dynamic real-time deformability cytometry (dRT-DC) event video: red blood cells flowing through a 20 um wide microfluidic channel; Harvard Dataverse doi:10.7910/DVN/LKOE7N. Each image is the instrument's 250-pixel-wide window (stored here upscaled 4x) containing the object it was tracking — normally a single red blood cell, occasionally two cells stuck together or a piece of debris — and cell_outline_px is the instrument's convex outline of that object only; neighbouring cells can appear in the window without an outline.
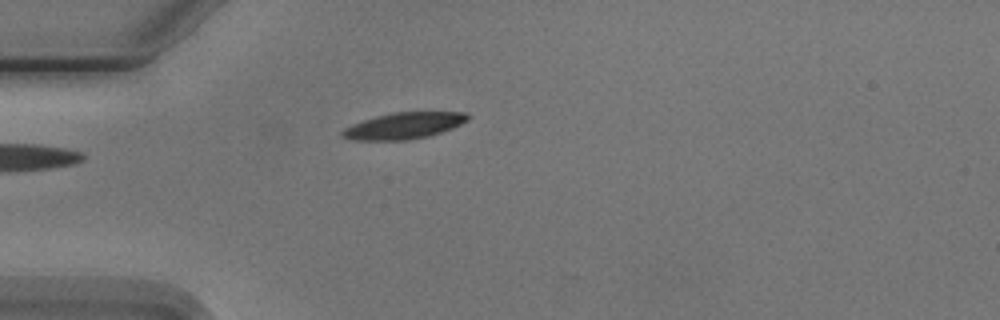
{"species": "Egyptian fruit bat (a non-hibernating species)", "species_latin": "Rousettus aegyptiacus", "temperature_condition": "cold", "stored_images_in_passage": 3, "camera_frame_rate_fps": 3000, "um_per_image_px": 0.085, "animal": {"sex": "male"}, "frame": {"image": 1, "passage_image": 3, "time_ms": 2.333, "image_size_px": [1000, 320], "cell_outline_px": [[468, 120], [452, 128], [428, 136], [408, 140], [356, 140], [340, 136], [340, 132], [344, 128], [352, 124], [376, 116], [392, 112], [464, 112], [468, 116]], "centroid_in_image_um": [34.29, 10.69], "position_along_channel_um": 50.7, "area_um2": 19.13}}